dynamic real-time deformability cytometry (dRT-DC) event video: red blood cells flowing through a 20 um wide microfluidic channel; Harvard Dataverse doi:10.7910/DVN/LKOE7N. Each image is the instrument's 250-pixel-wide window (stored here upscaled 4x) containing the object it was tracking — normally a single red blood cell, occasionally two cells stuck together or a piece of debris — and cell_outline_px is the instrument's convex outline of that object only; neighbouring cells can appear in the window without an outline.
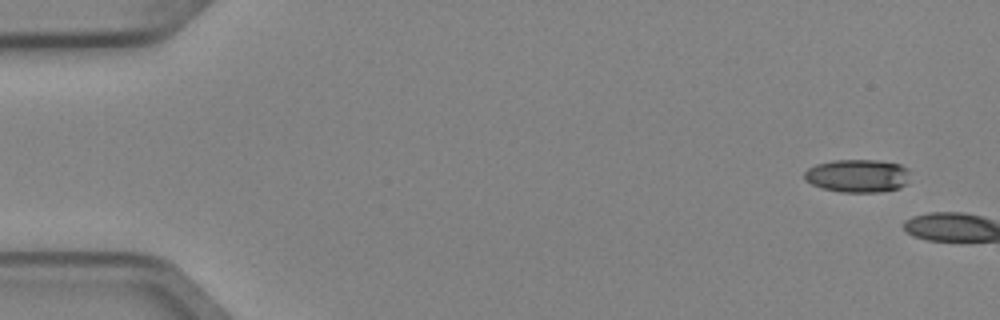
{"species": "Egyptian fruit bat (a non-hibernating species)", "species_latin": "Rousettus aegyptiacus", "temperature_condition": "cold", "stored_images_in_passage": 4, "camera_frame_rate_fps": 3000, "um_per_image_px": 0.085, "animal": {"sex": "female"}, "frame": {"image": 1, "passage_image": 1, "time_ms": 0.0, "image_size_px": [1000, 320], "cell_outline_px": [[908, 184], [900, 188], [880, 192], [840, 192], [820, 188], [804, 180], [804, 172], [808, 168], [816, 164], [832, 160], [880, 160], [900, 164], [908, 168]], "centroid_in_image_um": [72.9, 14.94], "position_along_channel_um": 12.1, "area_um2": 20.69}}